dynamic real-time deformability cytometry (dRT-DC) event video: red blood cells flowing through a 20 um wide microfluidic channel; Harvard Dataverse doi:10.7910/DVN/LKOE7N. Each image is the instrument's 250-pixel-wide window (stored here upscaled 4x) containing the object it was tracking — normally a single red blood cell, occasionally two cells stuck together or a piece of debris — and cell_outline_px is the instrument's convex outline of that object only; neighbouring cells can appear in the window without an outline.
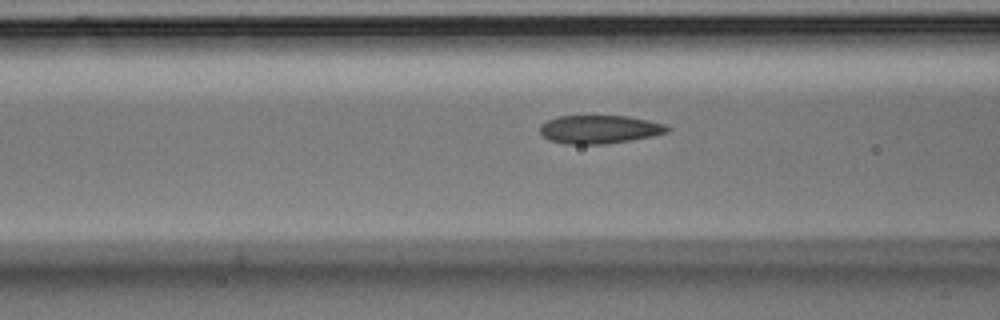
{"species": "Egyptian fruit bat (a non-hibernating species)", "species_latin": "Rousettus aegyptiacus", "temperature_condition": "room temperature", "stored_images_in_passage": 16, "camera_frame_rate_fps": 3000, "um_per_image_px": 0.085, "animal": {"sex": "male"}, "frame": {"image": 1, "passage_image": 14, "time_ms": 4.333, "image_size_px": [1000, 320], "cell_outline_px": [[672, 128], [668, 132], [652, 136], [604, 144], [568, 144], [552, 140], [544, 136], [540, 132], [540, 124], [548, 120], [560, 116], [628, 116], [648, 120], [664, 124]], "centroid_in_image_um": [50.97, 10.99], "position_along_channel_um": 115.6, "area_um2": 20.81}}